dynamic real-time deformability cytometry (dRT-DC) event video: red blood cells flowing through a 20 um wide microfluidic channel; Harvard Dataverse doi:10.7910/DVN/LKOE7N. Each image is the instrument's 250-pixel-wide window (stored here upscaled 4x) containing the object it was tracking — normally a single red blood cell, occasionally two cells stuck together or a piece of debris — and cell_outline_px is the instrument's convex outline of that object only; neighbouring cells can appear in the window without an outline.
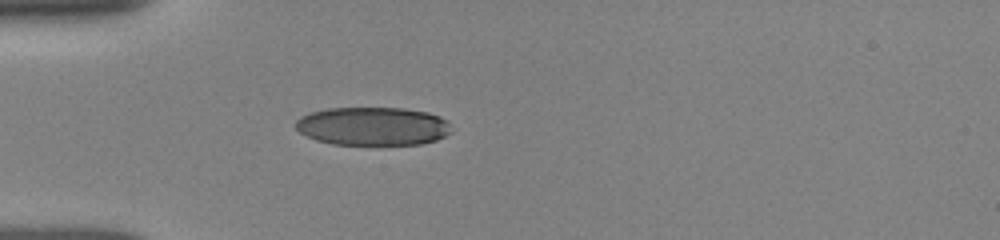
{"species": "human", "species_latin": "Homo sapiens", "temperature_condition": "room temperature", "stored_images_in_passage": 5, "camera_frame_rate_fps": 3000, "um_per_image_px": 0.085, "donor": {"sex": "female"}, "frame": {"image": 1, "passage_image": 1, "time_ms": 0.0, "image_size_px": [1000, 240], "cell_outline_px": [[452, 132], [436, 140], [420, 144], [332, 144], [316, 140], [300, 132], [296, 128], [296, 120], [300, 116], [312, 112], [328, 108], [404, 108], [428, 112], [440, 116], [448, 120]], "centroid_in_image_um": [31.71, 10.72], "position_along_channel_um": 53.3, "area_um2": 34.85}}
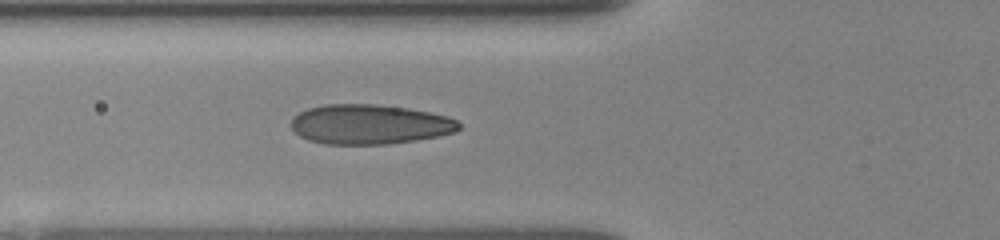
{"frame": {"image": 2, "passage_image": 5, "time_ms": 1.333, "image_size_px": [1000, 240], "cell_outline_px": [[460, 128], [456, 132], [440, 136], [416, 140], [388, 144], [324, 144], [308, 140], [300, 136], [288, 124], [292, 116], [308, 108], [324, 104], [376, 104], [408, 108], [448, 116], [456, 120], [460, 124]], "centroid_in_image_um": [31.4, 10.57], "position_along_channel_um": 94.4, "area_um2": 39.19}}